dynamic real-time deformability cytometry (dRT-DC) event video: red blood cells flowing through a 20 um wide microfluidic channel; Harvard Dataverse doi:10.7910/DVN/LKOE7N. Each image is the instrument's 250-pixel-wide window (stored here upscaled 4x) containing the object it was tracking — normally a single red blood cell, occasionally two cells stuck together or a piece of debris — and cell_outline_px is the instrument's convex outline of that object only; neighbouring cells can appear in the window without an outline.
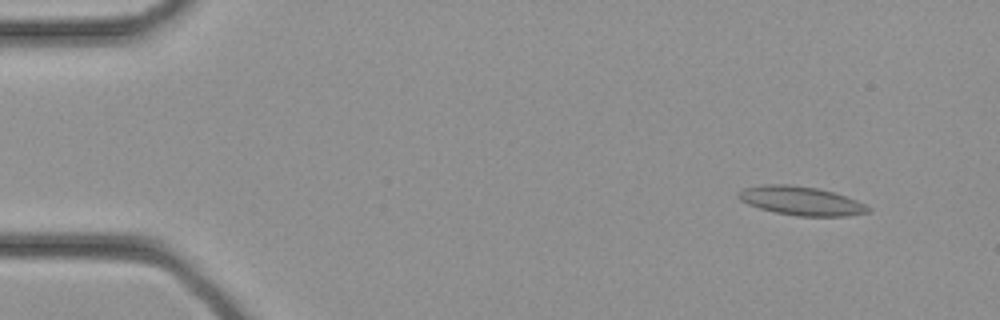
{"species": "common noctule bat (a hibernating species)", "species_latin": "Nyctalus noctula", "temperature_condition": "cold", "stored_images_in_passage": 33, "camera_frame_rate_fps": 3000, "um_per_image_px": 0.085, "animal": {"sex": "female", "body_mass_g": 21.9}, "frame": {"image": 1, "passage_image": 2, "time_ms": 0.333, "image_size_px": [1000, 320], "cell_outline_px": [[872, 212], [848, 216], [796, 216], [776, 212], [760, 208], [748, 204], [740, 200], [736, 196], [736, 192], [744, 188], [764, 184], [792, 184], [816, 188], [832, 192], [856, 200], [872, 208]], "centroid_in_image_um": [68.08, 17.07], "position_along_channel_um": 16.9, "area_um2": 21.85}}
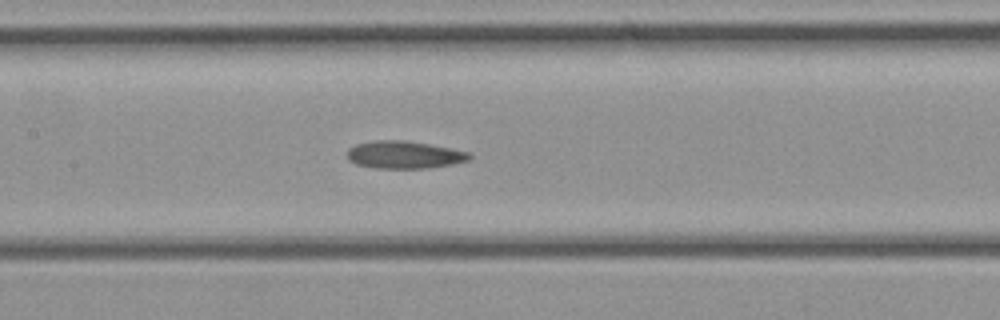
{"frame": {"image": 2, "passage_image": 15, "time_ms": 4.667, "image_size_px": [1000, 320], "cell_outline_px": [[472, 156], [468, 160], [452, 164], [424, 168], [376, 168], [356, 164], [348, 160], [348, 148], [356, 144], [376, 140], [404, 140], [452, 148], [468, 152]], "centroid_in_image_um": [34.34, 13.15], "position_along_channel_um": 173.1, "area_um2": 19.48}}
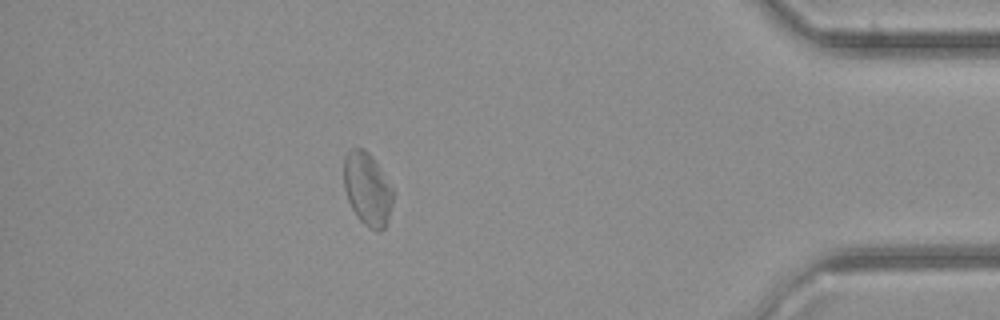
{"frame": {"image": 3, "passage_image": 29, "time_ms": 9.333, "image_size_px": [1000, 320], "cell_outline_px": [[396, 192], [388, 220], [384, 228], [380, 232], [376, 232], [364, 224], [356, 216], [348, 200], [344, 188], [344, 156], [352, 148], [364, 148], [372, 156]], "centroid_in_image_um": [31.26, 16.08], "position_along_channel_um": 403.9, "area_um2": 21.27}}